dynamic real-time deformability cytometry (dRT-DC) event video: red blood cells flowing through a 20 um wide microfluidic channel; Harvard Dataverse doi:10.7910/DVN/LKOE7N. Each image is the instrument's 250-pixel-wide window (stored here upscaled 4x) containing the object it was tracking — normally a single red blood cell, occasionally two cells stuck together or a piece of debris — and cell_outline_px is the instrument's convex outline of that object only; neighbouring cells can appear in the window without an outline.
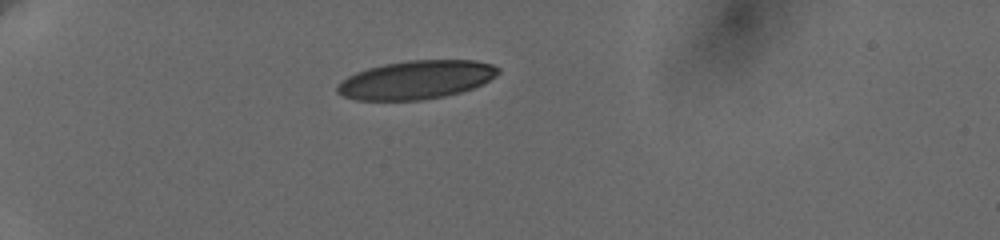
{"species": "human", "species_latin": "Homo sapiens", "temperature_condition": "cold", "stored_images_in_passage": 41, "camera_frame_rate_fps": 3000, "um_per_image_px": 0.085, "donor": {"sex": "female"}, "frame": {"image": 1, "passage_image": 1, "time_ms": 0.0, "image_size_px": [1000, 240], "cell_outline_px": [[500, 72], [496, 76], [472, 88], [460, 92], [444, 96], [420, 100], [356, 100], [344, 96], [336, 92], [336, 84], [348, 76], [356, 72], [368, 68], [384, 64], [408, 60], [476, 60], [492, 64], [500, 68]], "centroid_in_image_um": [35.36, 6.78], "position_along_channel_um": 49.6, "area_um2": 36.07}}
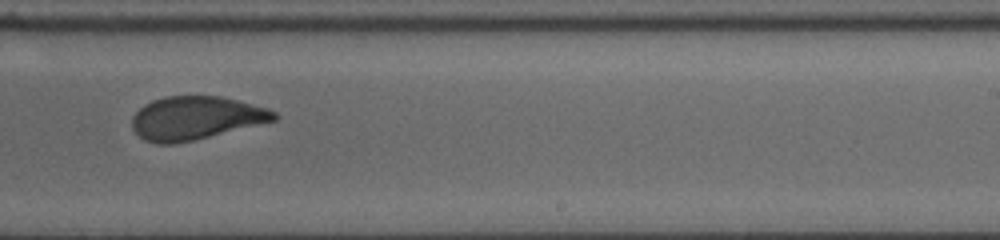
{"frame": {"image": 2, "passage_image": 23, "time_ms": 7.333, "image_size_px": [1000, 240], "cell_outline_px": [[276, 120], [176, 144], [156, 144], [144, 140], [132, 128], [132, 116], [144, 104], [152, 100], [164, 96], [220, 96], [268, 108], [276, 112]], "centroid_in_image_um": [16.59, 10.03], "position_along_channel_um": 272.4, "area_um2": 35.6}}
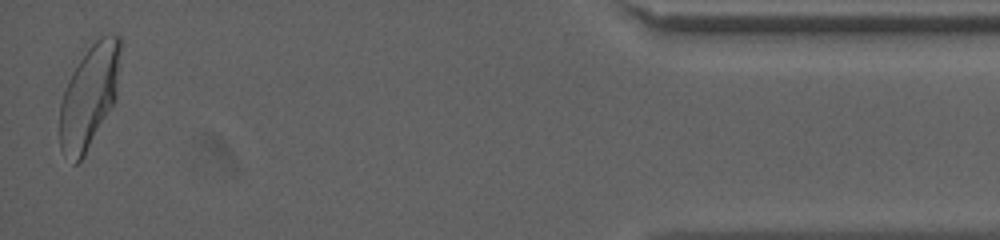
{"frame": {"image": 3, "passage_image": 41, "time_ms": 13.333, "image_size_px": [1000, 240], "cell_outline_px": [[124, 44], [116, 96], [112, 104], [84, 156], [76, 164], [72, 164], [60, 148], [60, 104], [68, 80], [72, 72], [92, 36], [112, 32], [120, 36]], "centroid_in_image_um": [7.63, 8.0], "position_along_channel_um": 427.6, "area_um2": 37.4}, "authors_computed_cell_mechanics": {"area_um2": 36.703, "velocity_mm_per_s": 3.6182, "shape_relaxation_time_tau1_ms": 7.2339, "shape_relaxation_time_tau2_ms": 1.0281, "deformation_change_tau1": 0.2094, "deformation_change_tau2": 0.0777}}